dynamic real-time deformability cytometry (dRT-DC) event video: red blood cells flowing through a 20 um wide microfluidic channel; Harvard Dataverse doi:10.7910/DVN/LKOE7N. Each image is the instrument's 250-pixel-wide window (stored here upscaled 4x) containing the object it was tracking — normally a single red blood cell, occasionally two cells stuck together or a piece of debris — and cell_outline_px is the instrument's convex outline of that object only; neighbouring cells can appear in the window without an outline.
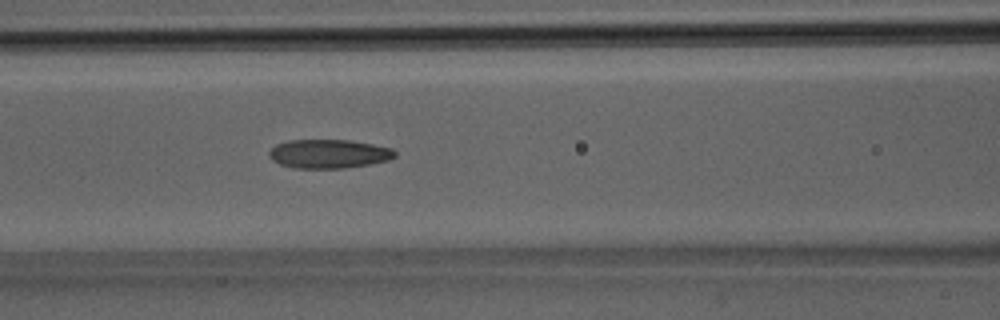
{"species": "Egyptian fruit bat (a non-hibernating species)", "species_latin": "Rousettus aegyptiacus", "temperature_condition": "room temperature", "stored_images_in_passage": 37, "camera_frame_rate_fps": 3000, "um_per_image_px": 0.085, "animal": {"sex": "male"}, "frame": {"image": 1, "passage_image": 16, "time_ms": 5.0, "image_size_px": [1000, 320], "cell_outline_px": [[396, 156], [388, 160], [368, 164], [344, 168], [296, 168], [280, 164], [272, 160], [268, 156], [268, 152], [276, 144], [288, 140], [348, 140], [372, 144], [392, 148], [396, 152]], "centroid_in_image_um": [27.92, 13.07], "position_along_channel_um": 138.7, "area_um2": 21.1}}
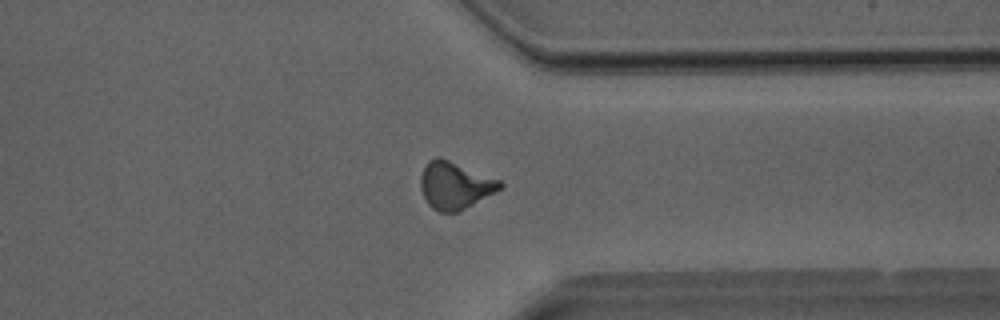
{"frame": {"image": 2, "passage_image": 29, "time_ms": 9.333, "image_size_px": [1000, 320], "cell_outline_px": [[504, 188], [460, 212], [440, 212], [432, 208], [428, 204], [420, 188], [420, 176], [428, 160], [436, 156], [440, 156], [504, 180]], "centroid_in_image_um": [38.73, 15.74], "position_along_channel_um": 372.7, "area_um2": 22.6}}
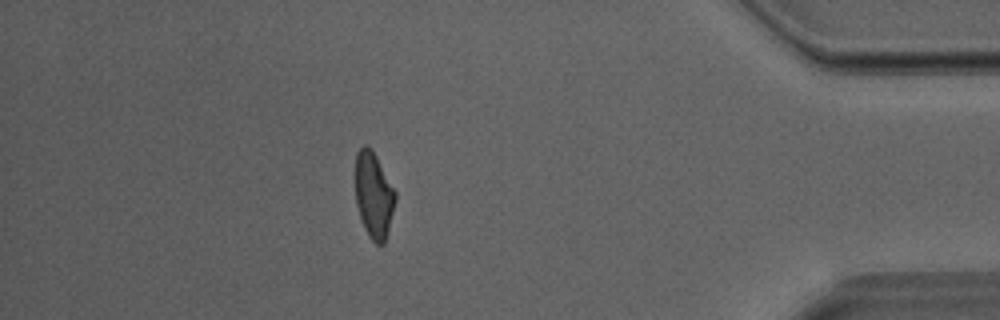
{"frame": {"image": 3, "passage_image": 33, "time_ms": 10.667, "image_size_px": [1000, 320], "cell_outline_px": [[396, 200], [384, 244], [376, 244], [368, 236], [364, 228], [356, 204], [356, 152], [364, 144], [368, 144], [372, 148], [396, 192]], "centroid_in_image_um": [31.76, 16.56], "position_along_channel_um": 403.4, "area_um2": 20.0}}